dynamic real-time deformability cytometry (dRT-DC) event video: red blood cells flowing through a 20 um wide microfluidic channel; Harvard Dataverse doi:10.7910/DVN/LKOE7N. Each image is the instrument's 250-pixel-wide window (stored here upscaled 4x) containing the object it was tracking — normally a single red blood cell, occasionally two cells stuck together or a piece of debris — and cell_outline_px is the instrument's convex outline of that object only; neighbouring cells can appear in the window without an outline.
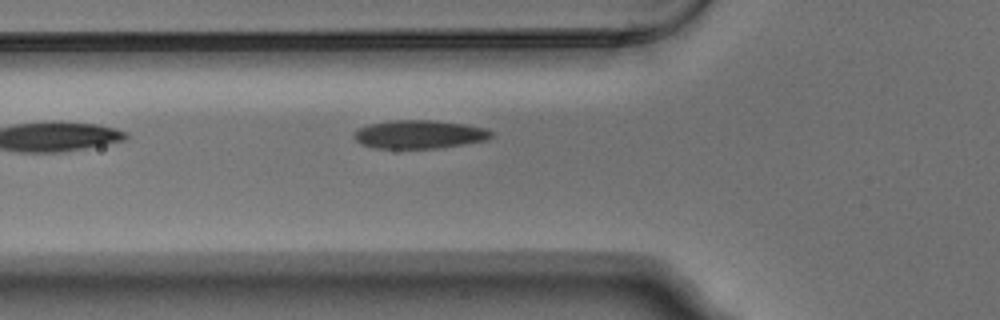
{"species": "Egyptian fruit bat (a non-hibernating species)", "species_latin": "Rousettus aegyptiacus", "temperature_condition": "warm", "stored_images_in_passage": 5, "camera_frame_rate_fps": 3000, "um_per_image_px": 0.085, "animal": {"sex": "male"}, "frame": {"image": 1, "passage_image": 5, "time_ms": 1.333, "image_size_px": [1000, 320], "cell_outline_px": [[492, 136], [488, 140], [440, 148], [372, 148], [360, 144], [352, 136], [360, 128], [368, 124], [392, 120], [432, 120], [468, 124], [484, 128], [492, 132]], "centroid_in_image_um": [35.65, 11.42], "position_along_channel_um": 90.2, "area_um2": 22.83}}